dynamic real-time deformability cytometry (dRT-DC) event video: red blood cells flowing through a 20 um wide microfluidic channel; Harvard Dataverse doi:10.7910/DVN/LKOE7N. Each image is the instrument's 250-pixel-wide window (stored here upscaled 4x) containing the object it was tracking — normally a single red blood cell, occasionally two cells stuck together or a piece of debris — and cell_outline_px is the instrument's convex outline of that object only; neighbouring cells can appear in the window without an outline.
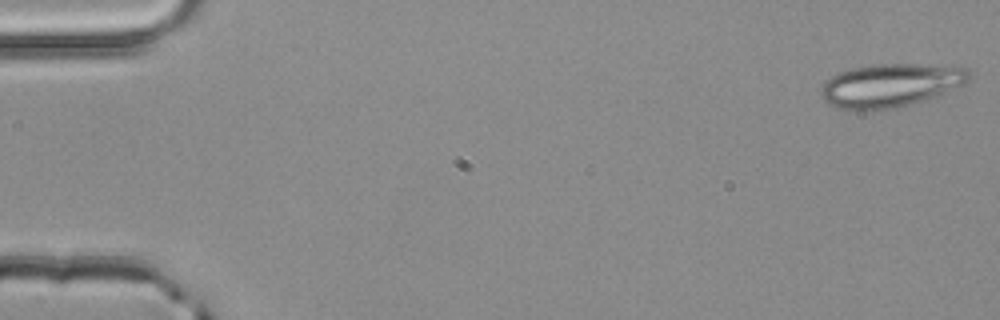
{"species": "common noctule bat (a hibernating species)", "species_latin": "Nyctalus noctula", "temperature_condition": "room temperature", "stored_images_in_passage": 51, "camera_frame_rate_fps": 3000, "um_per_image_px": 0.085, "animal": {"sex": "male", "body_mass_g": 20.4}, "frame": {"image": 1, "passage_image": 1, "time_ms": 0.0, "image_size_px": [1000, 320], "cell_outline_px": [[972, 76], [964, 84], [944, 92], [896, 108], [860, 112], [836, 108], [828, 104], [820, 96], [820, 88], [832, 76], [840, 72], [852, 68], [872, 64], [920, 64], [968, 68]], "centroid_in_image_um": [75.63, 7.26], "position_along_channel_um": 9.4, "area_um2": 37.45}}
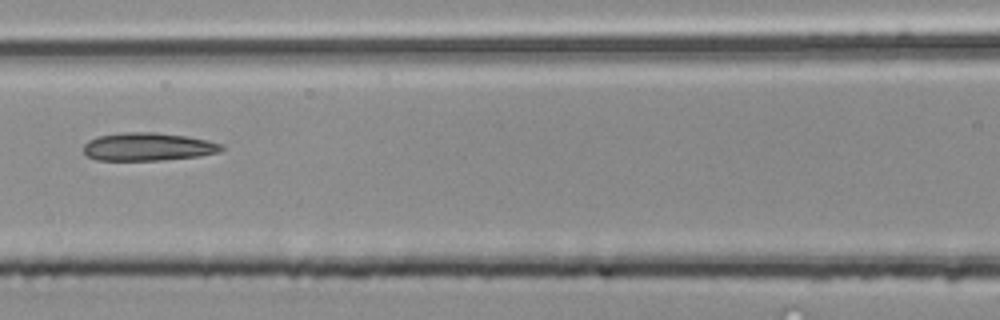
{"frame": {"image": 2, "passage_image": 23, "time_ms": 7.333, "image_size_px": [1000, 320], "cell_outline_px": [[224, 148], [220, 152], [200, 156], [164, 160], [96, 160], [88, 156], [84, 152], [84, 144], [88, 140], [96, 136], [124, 132], [156, 132], [184, 136], [208, 140], [224, 144]], "centroid_in_image_um": [12.59, 12.47], "position_along_channel_um": 154.0, "area_um2": 22.72}}
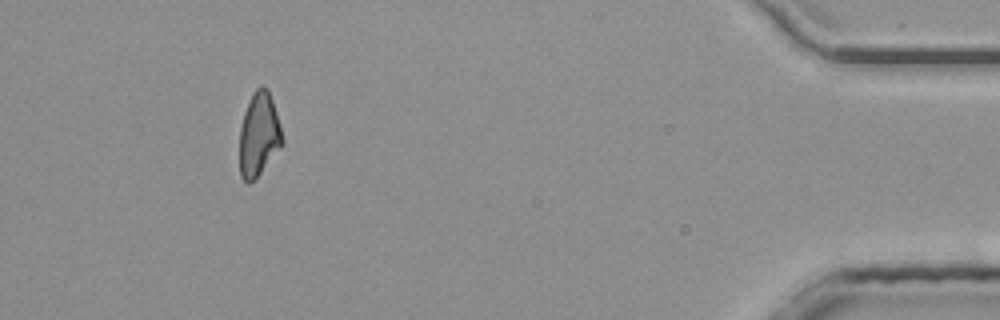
{"frame": {"image": 3, "passage_image": 47, "time_ms": 15.333, "image_size_px": [1000, 320], "cell_outline_px": [[284, 144], [260, 172], [248, 184], [240, 176], [240, 128], [244, 112], [252, 92], [260, 84], [264, 84], [268, 88], [276, 112], [284, 140]], "centroid_in_image_um": [22.01, 11.38], "position_along_channel_um": 413.2, "area_um2": 20.81}, "authors_computed_cell_mechanics": {"area_um2": 22.0796, "velocity_mm_per_s": 4.0708, "shape_relaxation_time_tau1_ms": null, "shape_relaxation_time_tau2_ms": 7.348, "deformation_change_tau1": null, "deformation_change_tau2": 0.1869}}